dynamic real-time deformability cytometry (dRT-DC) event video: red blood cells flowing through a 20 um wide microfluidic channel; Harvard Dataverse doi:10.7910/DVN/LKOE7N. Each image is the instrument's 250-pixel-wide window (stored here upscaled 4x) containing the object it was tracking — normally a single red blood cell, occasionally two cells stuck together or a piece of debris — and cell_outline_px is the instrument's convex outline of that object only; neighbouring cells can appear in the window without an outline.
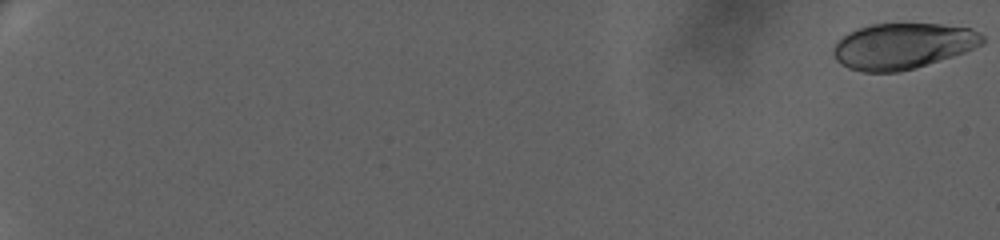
{"species": "human", "species_latin": "Homo sapiens", "temperature_condition": "warm", "stored_images_in_passage": 71, "camera_frame_rate_fps": 3000, "um_per_image_px": 0.085, "donor": {"sex": "female"}, "frame": {"image": 1, "passage_image": 1, "time_ms": 0.0, "image_size_px": [1000, 240], "cell_outline_px": [[984, 44], [964, 52], [916, 68], [900, 72], [864, 72], [848, 68], [840, 64], [832, 56], [832, 48], [836, 40], [848, 32], [872, 24], [940, 24], [968, 28], [980, 32], [984, 36]], "centroid_in_image_um": [76.69, 3.92], "position_along_channel_um": 8.3, "area_um2": 40.06}}
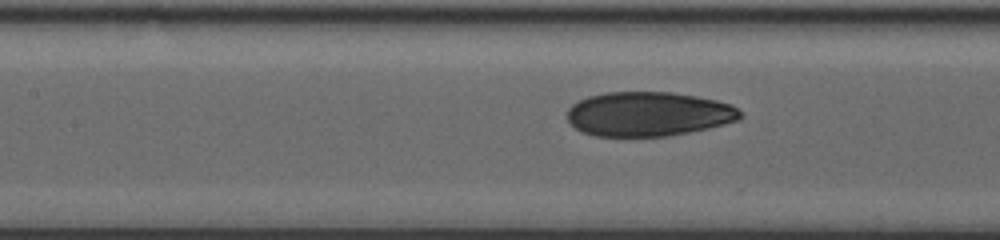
{"frame": {"image": 2, "passage_image": 39, "time_ms": 12.667, "image_size_px": [1000, 240], "cell_outline_px": [[744, 116], [736, 120], [724, 124], [708, 128], [668, 136], [596, 136], [584, 132], [576, 128], [568, 120], [568, 108], [572, 104], [588, 96], [604, 92], [672, 92], [696, 96], [716, 100], [732, 104]], "centroid_in_image_um": [55.12, 9.68], "position_along_channel_um": 152.3, "area_um2": 44.68}}
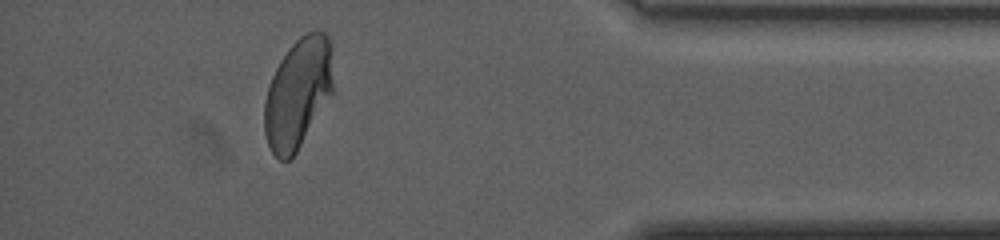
{"frame": {"image": 3, "passage_image": 66, "time_ms": 21.667, "image_size_px": [1000, 240], "cell_outline_px": [[332, 92], [296, 152], [288, 160], [280, 160], [272, 152], [268, 144], [264, 132], [264, 100], [268, 84], [280, 60], [292, 44], [300, 36], [308, 32], [324, 32], [328, 36], [332, 44]], "centroid_in_image_um": [25.3, 7.9], "position_along_channel_um": 409.9, "area_um2": 43.75}, "authors_computed_cell_mechanics": {"area_um2": 43.9858, "velocity_mm_per_s": 3.1616, "shape_relaxation_time_tau1_ms": 7.7157, "shape_relaxation_time_tau2_ms": 1.2357, "deformation_change_tau1": 0.2134, "deformation_change_tau2": 0.0525}}